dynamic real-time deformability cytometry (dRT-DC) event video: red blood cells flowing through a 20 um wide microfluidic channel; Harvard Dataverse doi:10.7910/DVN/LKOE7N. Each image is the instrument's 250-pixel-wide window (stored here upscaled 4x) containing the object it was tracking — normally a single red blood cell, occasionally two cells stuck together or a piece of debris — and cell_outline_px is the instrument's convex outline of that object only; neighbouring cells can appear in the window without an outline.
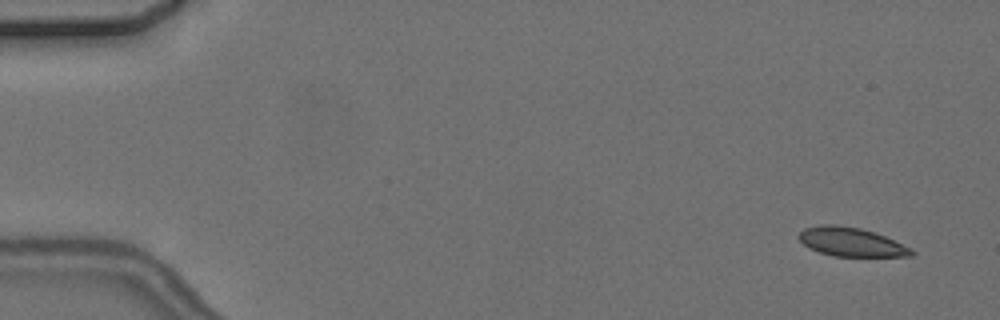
{"species": "common noctule bat (a hibernating species)", "species_latin": "Nyctalus noctula", "temperature_condition": "cold", "stored_images_in_passage": 2, "camera_frame_rate_fps": 3000, "um_per_image_px": 0.085, "animal": {"sex": "female", "body_mass_g": 24.6, "forearm_length_mm": 56.2}, "frame": {"image": 1, "passage_image": 1, "time_ms": 0.0, "image_size_px": [1000, 320], "cell_outline_px": [[916, 252], [912, 256], [832, 256], [808, 248], [796, 236], [804, 228], [820, 224], [832, 224], [860, 228], [884, 236], [912, 248]], "centroid_in_image_um": [72.32, 20.57], "position_along_channel_um": 12.7, "area_um2": 18.9}}